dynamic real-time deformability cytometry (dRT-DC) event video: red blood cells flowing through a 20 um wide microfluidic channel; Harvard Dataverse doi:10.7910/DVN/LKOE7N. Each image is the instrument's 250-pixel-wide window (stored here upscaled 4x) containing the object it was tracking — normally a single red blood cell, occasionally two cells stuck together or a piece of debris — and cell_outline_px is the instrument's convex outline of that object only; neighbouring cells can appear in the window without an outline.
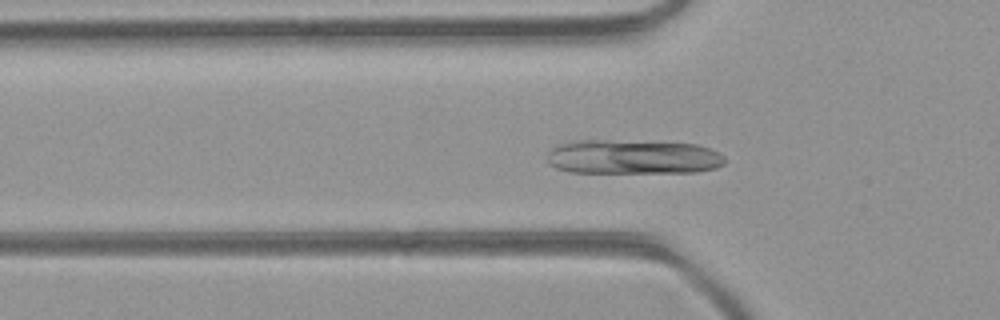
{"species": "common noctule bat (a hibernating species)", "species_latin": "Nyctalus noctula", "temperature_condition": "room temperature", "stored_images_in_passage": 39, "camera_frame_rate_fps": 3000, "um_per_image_px": 0.085, "animal": {"sex": "female", "body_mass_g": 21.9}, "frame": {"image": 1, "passage_image": 11, "time_ms": 3.333, "image_size_px": [1000, 320], "cell_outline_px": [[724, 164], [716, 168], [696, 172], [568, 172], [556, 168], [548, 164], [548, 152], [552, 148], [560, 144], [576, 140], [608, 140], [696, 144], [720, 152], [724, 156]], "centroid_in_image_um": [53.78, 13.34], "position_along_channel_um": 72.0, "area_um2": 35.6}}
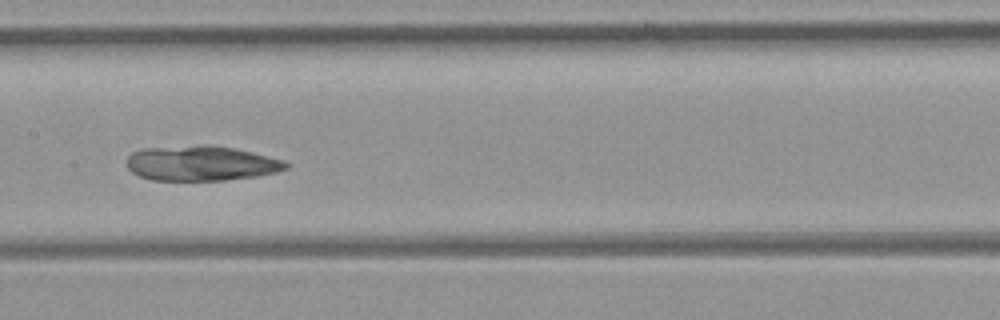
{"frame": {"image": 2, "passage_image": 19, "time_ms": 6.0, "image_size_px": [1000, 320], "cell_outline_px": [[288, 168], [276, 172], [256, 176], [224, 180], [152, 180], [140, 176], [132, 172], [128, 168], [124, 160], [132, 152], [144, 148], [200, 144], [208, 144], [232, 148], [252, 152], [284, 160], [288, 164]], "centroid_in_image_um": [17.05, 13.87], "position_along_channel_um": 190.3, "area_um2": 32.66}}
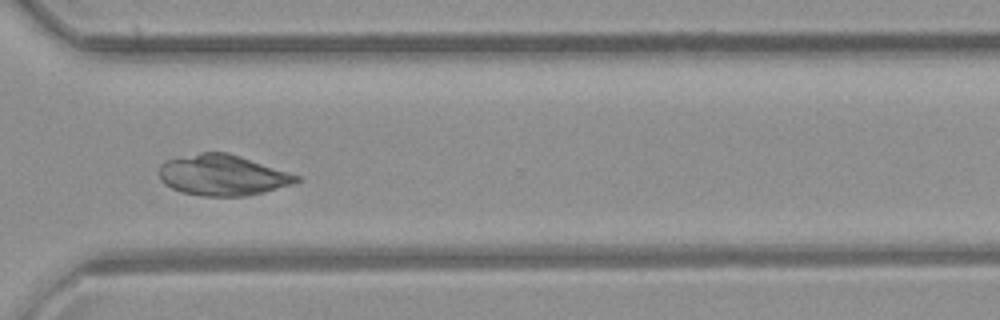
{"frame": {"image": 3, "passage_image": 30, "time_ms": 9.667, "image_size_px": [1000, 320], "cell_outline_px": [[300, 180], [292, 184], [264, 192], [244, 196], [200, 196], [180, 192], [164, 184], [160, 180], [160, 164], [164, 160], [200, 152], [228, 152], [300, 176]], "centroid_in_image_um": [18.87, 14.89], "position_along_channel_um": 351.7, "area_um2": 32.6}}